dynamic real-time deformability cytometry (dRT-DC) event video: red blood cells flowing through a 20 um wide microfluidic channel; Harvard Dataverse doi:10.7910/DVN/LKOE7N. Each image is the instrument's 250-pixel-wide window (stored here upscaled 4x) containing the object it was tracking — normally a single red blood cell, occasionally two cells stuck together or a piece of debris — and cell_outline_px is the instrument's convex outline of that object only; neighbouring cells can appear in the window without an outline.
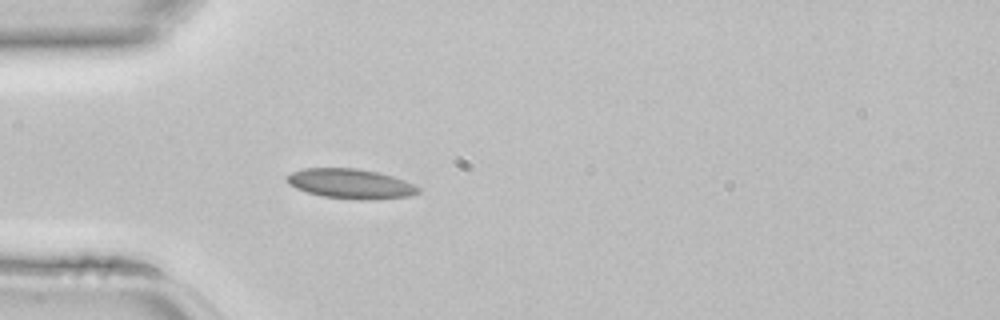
{"species": "common noctule bat (a hibernating species)", "species_latin": "Nyctalus noctula", "temperature_condition": "room temperature", "stored_images_in_passage": 32, "camera_frame_rate_fps": 3000, "um_per_image_px": 0.085, "animal": {"sex": "female", "body_mass_g": 22.7, "forearm_length_mm": 54.2}, "frame": {"image": 1, "passage_image": 1, "time_ms": 0.0, "image_size_px": [1000, 320], "cell_outline_px": [[420, 192], [412, 196], [372, 200], [360, 200], [324, 196], [308, 192], [296, 188], [288, 184], [288, 176], [292, 172], [304, 168], [356, 168], [376, 172], [392, 176], [404, 180], [420, 188]], "centroid_in_image_um": [29.84, 15.62], "position_along_channel_um": 55.2, "area_um2": 22.66}}
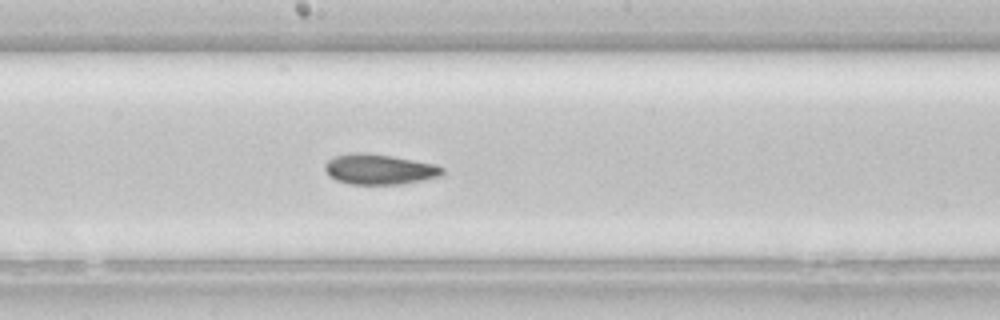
{"frame": {"image": 2, "passage_image": 12, "time_ms": 3.667, "image_size_px": [1000, 320], "cell_outline_px": [[444, 172], [440, 176], [400, 184], [348, 184], [336, 180], [324, 168], [324, 164], [328, 160], [336, 156], [352, 152], [360, 152], [392, 156], [436, 164], [444, 168]], "centroid_in_image_um": [32.24, 14.38], "position_along_channel_um": 216.0, "area_um2": 20.58}}
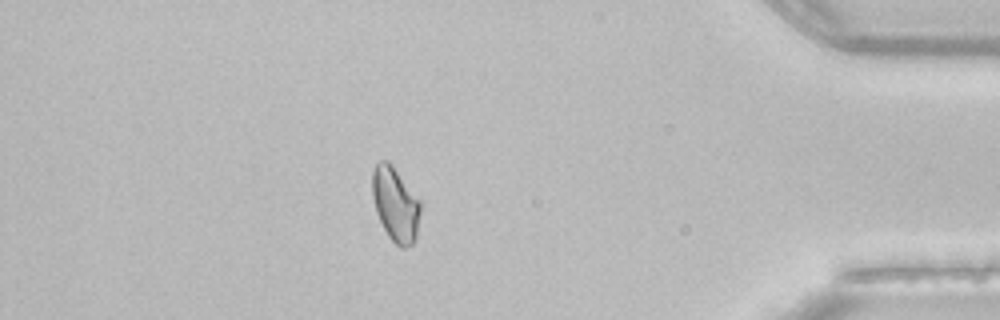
{"frame": {"image": 3, "passage_image": 27, "time_ms": 8.667, "image_size_px": [1000, 320], "cell_outline_px": [[420, 212], [416, 236], [412, 244], [404, 248], [400, 248], [388, 236], [376, 212], [372, 196], [372, 172], [376, 164], [380, 160], [388, 160], [392, 164], [420, 200]], "centroid_in_image_um": [33.6, 17.35], "position_along_channel_um": 401.6, "area_um2": 20.81}}